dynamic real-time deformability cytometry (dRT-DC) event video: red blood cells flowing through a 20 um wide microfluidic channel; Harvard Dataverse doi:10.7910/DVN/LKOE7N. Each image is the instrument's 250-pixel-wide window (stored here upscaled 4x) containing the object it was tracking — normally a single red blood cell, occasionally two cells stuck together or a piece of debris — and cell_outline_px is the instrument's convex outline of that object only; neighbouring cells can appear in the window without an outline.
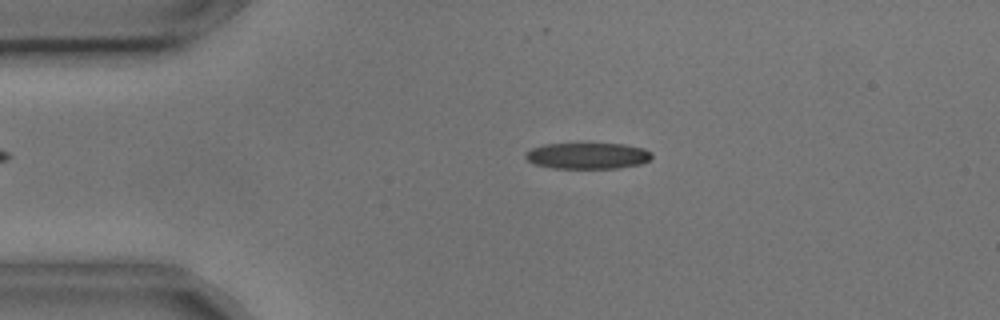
{"species": "common noctule bat (a hibernating species)", "species_latin": "Nyctalus noctula", "temperature_condition": "cold", "stored_images_in_passage": 54, "camera_frame_rate_fps": 3000, "um_per_image_px": 0.085, "animal": {"sex": "male", "body_mass_g": 17.9, "forearm_length_mm": 54.2}, "frame": {"image": 1, "passage_image": 10, "time_ms": 3.0, "image_size_px": [1000, 320], "cell_outline_px": [[652, 156], [648, 160], [640, 164], [616, 168], [552, 168], [536, 164], [528, 160], [524, 156], [524, 152], [532, 148], [544, 144], [580, 140], [624, 144], [644, 148], [652, 152]], "centroid_in_image_um": [49.91, 13.17], "position_along_channel_um": 35.1, "area_um2": 20.35}}
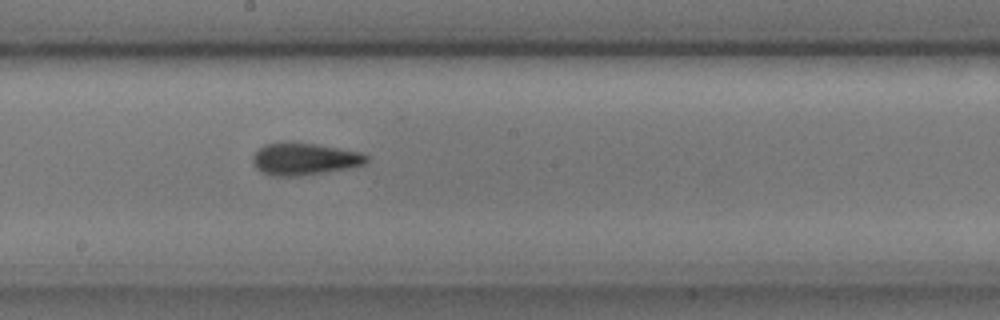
{"frame": {"image": 2, "passage_image": 28, "time_ms": 9.0, "image_size_px": [1000, 320], "cell_outline_px": [[368, 164], [352, 168], [300, 176], [272, 176], [260, 172], [252, 164], [252, 156], [264, 144], [316, 144], [360, 152], [368, 156]], "centroid_in_image_um": [25.91, 13.56], "position_along_channel_um": 222.3, "area_um2": 21.15}}
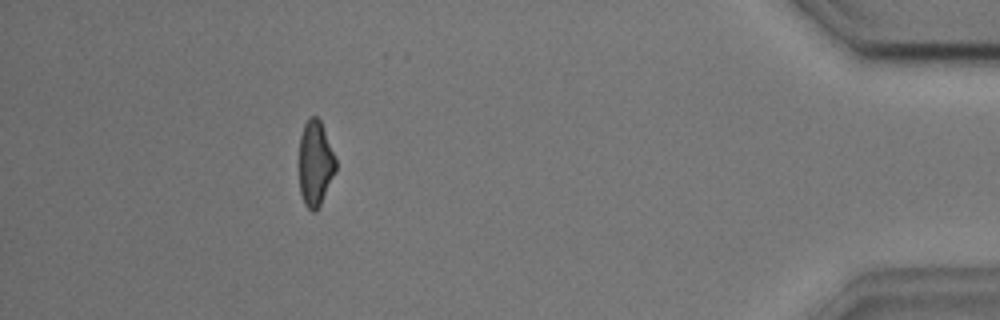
{"frame": {"image": 3, "passage_image": 48, "time_ms": 15.667, "image_size_px": [1000, 320], "cell_outline_px": [[336, 172], [316, 212], [312, 212], [304, 204], [300, 192], [300, 136], [304, 124], [312, 116], [316, 116], [320, 120], [336, 160]], "centroid_in_image_um": [26.8, 13.91], "position_along_channel_um": 408.4, "area_um2": 17.98}, "authors_computed_cell_mechanics": {"area_um2": 20.0855, "velocity_mm_per_s": 3.6462, "shape_relaxation_time_tau1_ms": 9.8312, "shape_relaxation_time_tau2_ms": 2.6462, "deformation_change_tau1": 0.2018, "deformation_change_tau2": 0.1093}}